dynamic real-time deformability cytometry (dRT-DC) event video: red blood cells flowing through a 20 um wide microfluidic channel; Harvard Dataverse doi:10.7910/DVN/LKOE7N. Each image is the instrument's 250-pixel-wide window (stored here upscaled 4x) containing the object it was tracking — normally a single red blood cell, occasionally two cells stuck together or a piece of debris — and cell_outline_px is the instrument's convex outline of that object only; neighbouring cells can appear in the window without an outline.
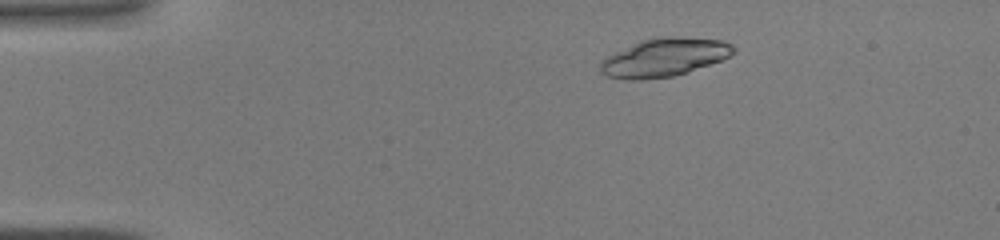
{"species": "common noctule bat (a hibernating species)", "species_latin": "Nyctalus noctula", "temperature_condition": "warm", "stored_images_in_passage": 42, "camera_frame_rate_fps": 3000, "um_per_image_px": 0.085, "animal": {"sex": "male", "body_mass_g": 19.0, "forearm_length_mm": 50.8}, "frame": {"image": 1, "passage_image": 6, "time_ms": 1.667, "image_size_px": [1000, 240], "cell_outline_px": [[736, 52], [720, 60], [672, 76], [640, 80], [628, 80], [608, 76], [600, 72], [600, 60], [640, 40], [664, 36], [668, 36], [720, 40], [732, 44], [736, 48]], "centroid_in_image_um": [56.43, 4.87], "position_along_channel_um": 28.6, "area_um2": 29.25}}